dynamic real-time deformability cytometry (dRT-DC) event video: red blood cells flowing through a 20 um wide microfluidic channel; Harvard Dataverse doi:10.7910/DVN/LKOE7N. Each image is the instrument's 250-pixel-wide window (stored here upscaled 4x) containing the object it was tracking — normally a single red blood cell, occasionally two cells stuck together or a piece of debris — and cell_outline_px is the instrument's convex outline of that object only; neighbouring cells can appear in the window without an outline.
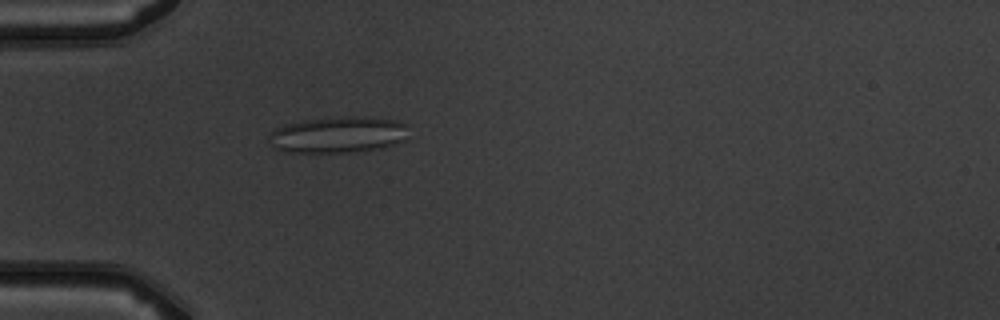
{"species": "common noctule bat (a hibernating species)", "species_latin": "Nyctalus noctula", "temperature_condition": "warm", "stored_images_in_passage": 2, "camera_frame_rate_fps": 3000, "um_per_image_px": 0.085, "animal": {"sex": "male", "body_mass_g": 19.5, "forearm_length_mm": 54.6}, "frame": {"image": 1, "passage_image": 2, "time_ms": 1.0, "image_size_px": [1000, 320], "cell_outline_px": [[408, 124], [404, 140], [384, 148], [348, 152], [284, 152], [272, 148], [268, 136], [276, 128], [284, 124], [304, 120], [352, 116], [372, 116], [396, 120]], "centroid_in_image_um": [28.74, 11.45], "position_along_channel_um": 56.3, "area_um2": 29.77}}